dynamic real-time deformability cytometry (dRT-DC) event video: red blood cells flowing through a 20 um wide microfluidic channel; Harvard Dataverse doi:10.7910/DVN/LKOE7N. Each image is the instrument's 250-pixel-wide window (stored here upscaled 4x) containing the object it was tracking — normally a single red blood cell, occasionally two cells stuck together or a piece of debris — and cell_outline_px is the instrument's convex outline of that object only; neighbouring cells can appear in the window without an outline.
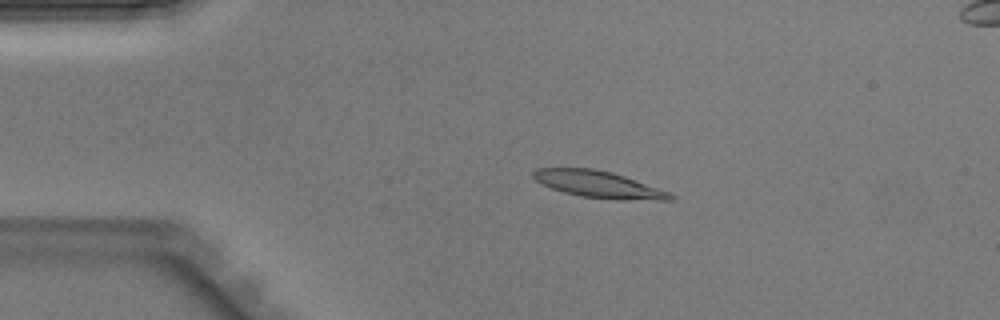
{"species": "Egyptian fruit bat (a non-hibernating species)", "species_latin": "Rousettus aegyptiacus", "temperature_condition": "warm", "stored_images_in_passage": 44, "camera_frame_rate_fps": 3000, "um_per_image_px": 0.085, "animal": {"sex": "male"}, "frame": {"image": 1, "passage_image": 8, "time_ms": 2.333, "image_size_px": [1000, 320], "cell_outline_px": [[676, 196], [672, 200], [616, 200], [580, 196], [564, 192], [540, 184], [532, 176], [532, 172], [536, 168], [592, 168], [612, 172], [624, 176], [668, 192]], "centroid_in_image_um": [50.85, 15.68], "position_along_channel_um": 34.2, "area_um2": 21.33}}
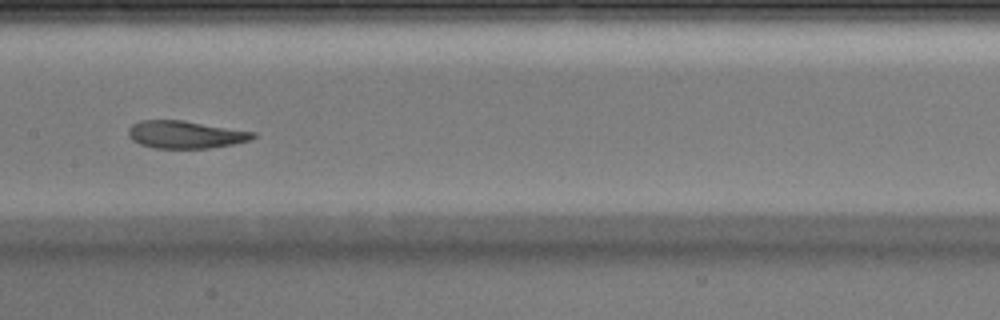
{"frame": {"image": 2, "passage_image": 21, "time_ms": 6.667, "image_size_px": [1000, 320], "cell_outline_px": [[256, 136], [252, 140], [232, 144], [208, 148], [152, 148], [140, 144], [132, 140], [128, 136], [128, 128], [132, 124], [140, 120], [184, 120], [256, 132]], "centroid_in_image_um": [15.75, 11.43], "position_along_channel_um": 191.6, "area_um2": 20.17}}
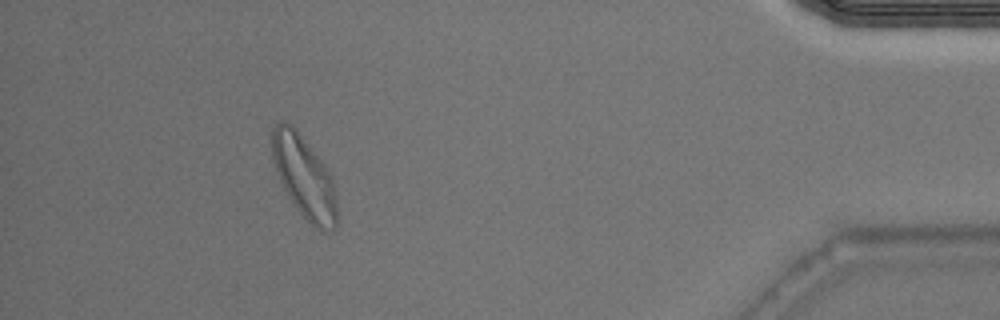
{"frame": {"image": 3, "passage_image": 39, "time_ms": 12.667, "image_size_px": [1000, 320], "cell_outline_px": [[336, 228], [328, 232], [324, 232], [312, 228], [296, 208], [288, 196], [280, 180], [272, 156], [272, 128], [280, 120], [288, 120], [292, 124], [328, 172], [332, 180], [336, 196]], "centroid_in_image_um": [25.84, 15.09], "position_along_channel_um": 409.4, "area_um2": 30.75}}